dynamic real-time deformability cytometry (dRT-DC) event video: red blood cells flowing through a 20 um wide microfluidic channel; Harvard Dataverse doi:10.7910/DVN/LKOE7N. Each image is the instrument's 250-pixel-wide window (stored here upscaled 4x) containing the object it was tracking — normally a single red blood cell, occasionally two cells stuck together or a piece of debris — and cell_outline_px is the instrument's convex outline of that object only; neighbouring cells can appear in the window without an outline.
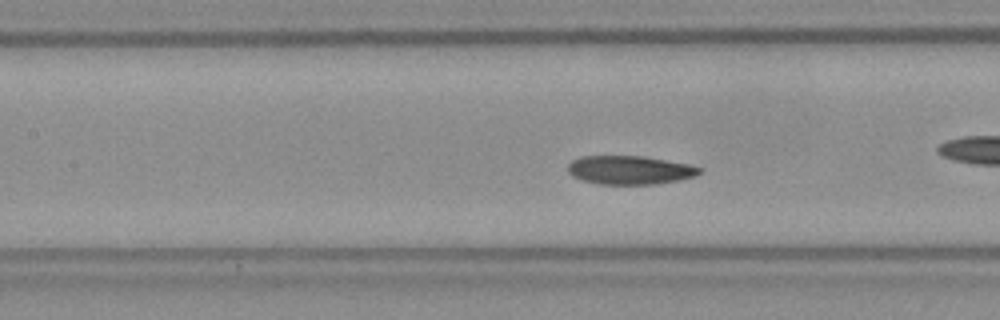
{"species": "Egyptian fruit bat (a non-hibernating species)", "species_latin": "Rousettus aegyptiacus", "temperature_condition": "room temperature", "stored_images_in_passage": 37, "camera_frame_rate_fps": 3000, "um_per_image_px": 0.085, "frame": {"image": 1, "passage_image": 6, "time_ms": 1.667, "image_size_px": [1000, 320], "cell_outline_px": [[704, 168], [696, 176], [680, 180], [656, 184], [600, 184], [580, 180], [572, 176], [568, 172], [568, 164], [572, 160], [580, 156], [644, 156], [692, 164]], "centroid_in_image_um": [53.56, 14.45], "position_along_channel_um": 153.8, "area_um2": 22.31}, "authors_computed_cell_mechanics": {"area_um2": 22.0218, "velocity_mm_per_s": 3.793, "shape_relaxation_time_tau1_ms": 1.9985, "shape_relaxation_time_tau2_ms": 3.1931, "deformation_change_tau1": 0.1147, "deformation_change_tau2": 0.0842}}